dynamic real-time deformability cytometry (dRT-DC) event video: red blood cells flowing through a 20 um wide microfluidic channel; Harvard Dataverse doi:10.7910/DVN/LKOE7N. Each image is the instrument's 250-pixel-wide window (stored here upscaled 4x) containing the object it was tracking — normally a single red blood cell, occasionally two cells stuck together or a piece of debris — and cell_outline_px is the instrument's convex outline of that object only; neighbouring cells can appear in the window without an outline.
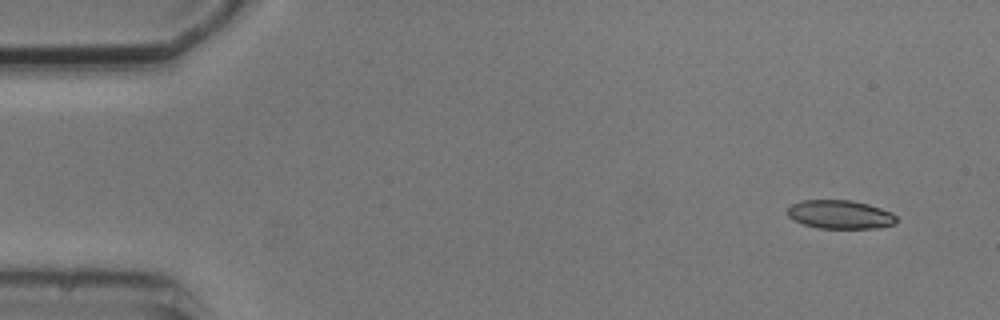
{"species": "common noctule bat (a hibernating species)", "species_latin": "Nyctalus noctula", "temperature_condition": "cold", "stored_images_in_passage": 5, "camera_frame_rate_fps": 3000, "um_per_image_px": 0.085, "animal": {"sex": "male", "body_mass_g": 20.5, "forearm_length_mm": 52.5}, "frame": {"image": 1, "passage_image": 1, "time_ms": 0.0, "image_size_px": [1000, 320], "cell_outline_px": [[896, 224], [880, 228], [820, 228], [804, 224], [792, 220], [788, 216], [788, 208], [792, 204], [800, 200], [852, 200], [868, 204], [892, 212], [896, 216]], "centroid_in_image_um": [71.42, 18.23], "position_along_channel_um": 13.6, "area_um2": 18.26}}
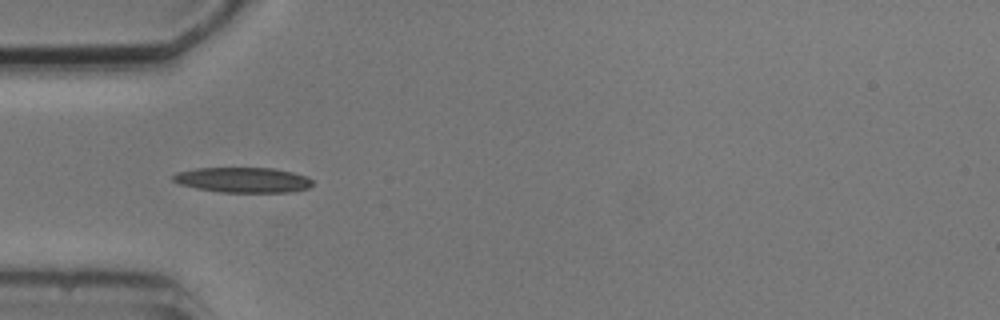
{"frame": {"image": 2, "passage_image": 4, "time_ms": 4.333, "image_size_px": [1000, 320], "cell_outline_px": [[312, 184], [308, 188], [296, 192], [220, 192], [196, 188], [180, 184], [172, 180], [172, 176], [176, 172], [196, 168], [272, 168], [292, 172], [308, 176], [312, 180]], "centroid_in_image_um": [20.66, 15.29], "position_along_channel_um": 64.3, "area_um2": 20.58}}
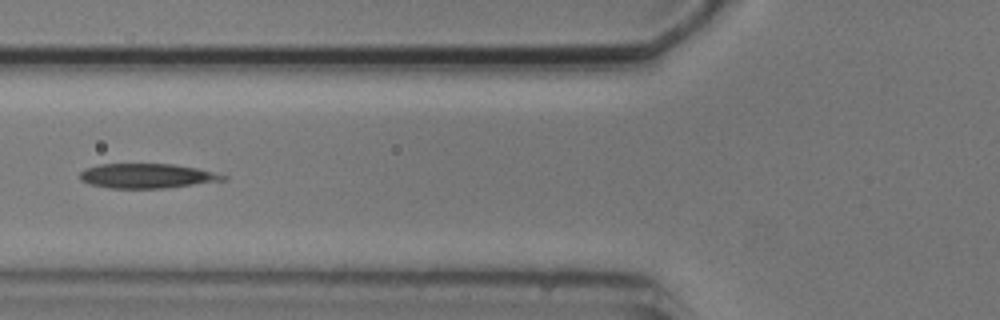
{"frame": {"image": 3, "passage_image": 5, "time_ms": 5.667, "image_size_px": [1000, 320], "cell_outline_px": [[228, 180], [164, 188], [108, 188], [88, 184], [80, 180], [80, 172], [84, 168], [100, 164], [172, 164], [196, 168], [228, 176]], "centroid_in_image_um": [12.46, 14.95], "position_along_channel_um": 113.3, "area_um2": 20.58}}